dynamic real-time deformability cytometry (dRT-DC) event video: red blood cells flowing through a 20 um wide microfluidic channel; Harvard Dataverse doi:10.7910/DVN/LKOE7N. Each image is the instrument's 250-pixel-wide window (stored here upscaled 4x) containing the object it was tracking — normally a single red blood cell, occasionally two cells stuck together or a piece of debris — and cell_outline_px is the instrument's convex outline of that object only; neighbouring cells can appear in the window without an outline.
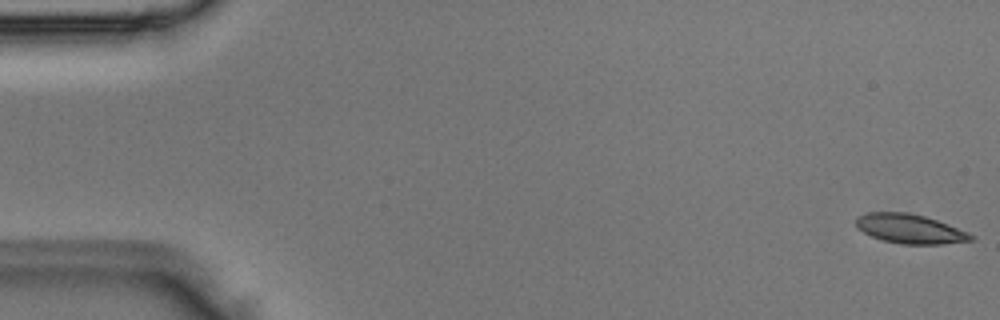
{"species": "Egyptian fruit bat (a non-hibernating species)", "species_latin": "Rousettus aegyptiacus", "temperature_condition": "room temperature", "stored_images_in_passage": 5, "camera_frame_rate_fps": 3000, "um_per_image_px": 0.085, "animal": {"sex": "male"}, "frame": {"image": 1, "passage_image": 1, "time_ms": 0.0, "image_size_px": [1000, 320], "cell_outline_px": [[976, 240], [944, 244], [900, 244], [884, 240], [872, 236], [856, 228], [856, 216], [868, 212], [908, 212], [924, 216], [936, 220], [968, 232], [976, 236]], "centroid_in_image_um": [77.36, 19.45], "position_along_channel_um": 7.6, "area_um2": 19.71}}